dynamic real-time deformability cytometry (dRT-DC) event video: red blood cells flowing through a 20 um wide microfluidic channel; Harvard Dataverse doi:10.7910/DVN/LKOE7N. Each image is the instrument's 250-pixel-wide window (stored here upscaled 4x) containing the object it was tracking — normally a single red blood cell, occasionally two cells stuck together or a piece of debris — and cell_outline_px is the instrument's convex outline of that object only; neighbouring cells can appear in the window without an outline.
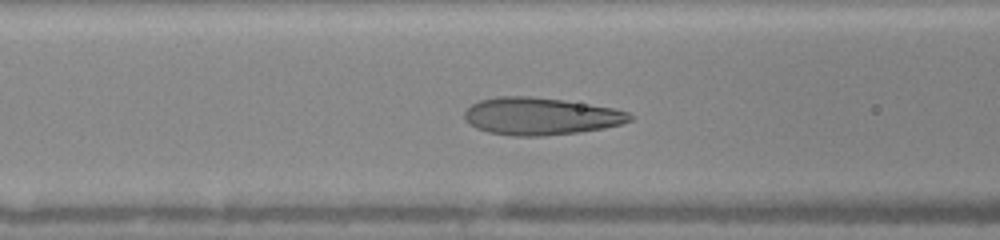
{"species": "human", "species_latin": "Homo sapiens", "temperature_condition": "warm", "stored_images_in_passage": 29, "camera_frame_rate_fps": 3000, "um_per_image_px": 0.085, "donor": {"sex": "female"}, "frame": {"image": 1, "passage_image": 20, "time_ms": 6.333, "image_size_px": [1000, 240], "cell_outline_px": [[636, 116], [632, 120], [620, 124], [604, 128], [580, 132], [544, 136], [512, 136], [488, 132], [476, 128], [468, 124], [464, 120], [464, 112], [472, 104], [480, 100], [496, 96], [532, 96], [564, 100], [612, 108], [628, 112]], "centroid_in_image_um": [45.93, 9.88], "position_along_channel_um": 120.7, "area_um2": 36.24}}
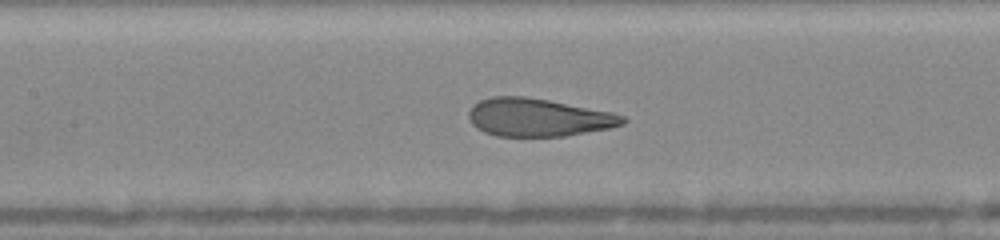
{"frame": {"image": 2, "passage_image": 24, "time_ms": 7.333, "image_size_px": [1000, 240], "cell_outline_px": [[628, 120], [624, 124], [608, 128], [564, 136], [496, 136], [484, 132], [476, 128], [472, 124], [468, 116], [468, 112], [480, 100], [492, 96], [524, 96], [548, 100], [612, 112], [624, 116]], "centroid_in_image_um": [45.74, 9.98], "position_along_channel_um": 161.7, "area_um2": 33.93}}
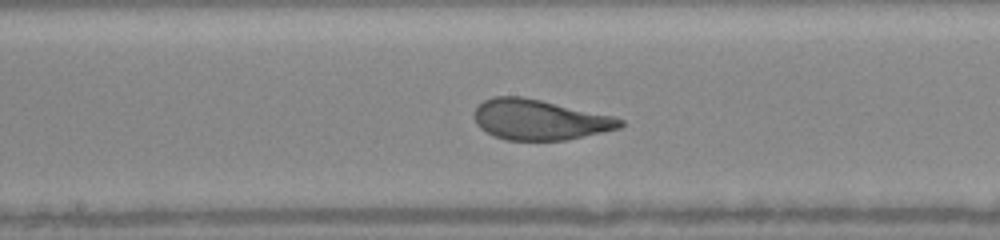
{"frame": {"image": 3, "passage_image": 28, "time_ms": 8.333, "image_size_px": [1000, 240], "cell_outline_px": [[624, 124], [620, 128], [568, 140], [508, 140], [496, 136], [480, 128], [476, 124], [476, 108], [484, 100], [492, 96], [520, 96], [540, 100], [612, 116], [624, 120]], "centroid_in_image_um": [45.87, 10.18], "position_along_channel_um": 202.3, "area_um2": 33.87}}